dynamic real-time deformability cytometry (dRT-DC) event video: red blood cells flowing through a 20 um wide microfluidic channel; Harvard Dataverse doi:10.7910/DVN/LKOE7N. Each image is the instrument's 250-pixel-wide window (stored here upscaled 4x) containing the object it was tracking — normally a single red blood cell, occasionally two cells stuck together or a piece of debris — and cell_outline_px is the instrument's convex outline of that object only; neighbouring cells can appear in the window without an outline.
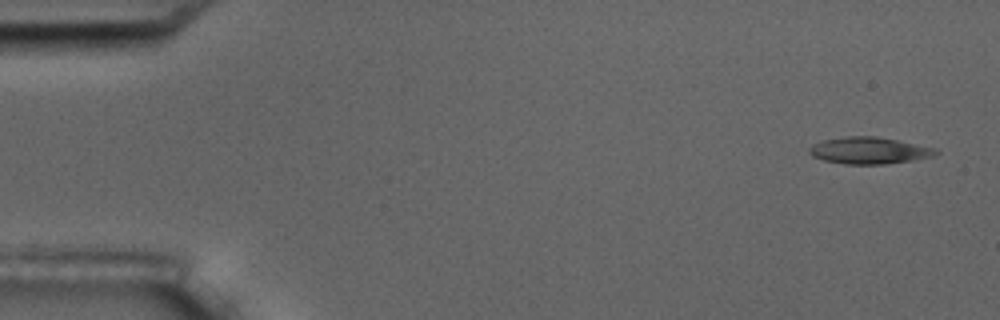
{"species": "common noctule bat (a hibernating species)", "species_latin": "Nyctalus noctula", "temperature_condition": "room temperature", "stored_images_in_passage": 5, "camera_frame_rate_fps": 3000, "um_per_image_px": 0.085, "animal": {"sex": "male", "body_mass_g": 17.5, "forearm_length_mm": 52.3}, "frame": {"image": 1, "passage_image": 1, "time_ms": 0.0, "image_size_px": [1000, 320], "cell_outline_px": [[940, 152], [936, 156], [912, 160], [884, 164], [844, 164], [824, 160], [812, 156], [808, 152], [808, 148], [812, 144], [824, 140], [848, 136], [876, 136], [936, 148]], "centroid_in_image_um": [73.88, 12.8], "position_along_channel_um": 11.1, "area_um2": 19.71}}
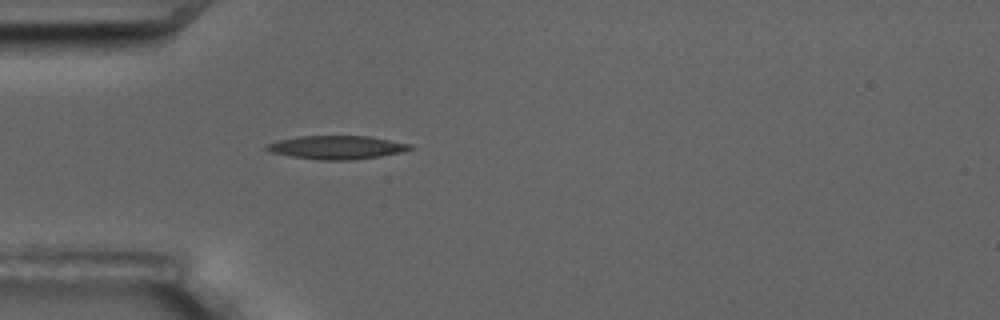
{"frame": {"image": 2, "passage_image": 5, "time_ms": 4.667, "image_size_px": [1000, 320], "cell_outline_px": [[416, 148], [404, 152], [380, 156], [352, 160], [320, 160], [292, 156], [268, 152], [264, 148], [264, 144], [280, 140], [300, 136], [368, 136], [412, 144]], "centroid_in_image_um": [28.65, 12.53], "position_along_channel_um": 56.4, "area_um2": 19.77}}